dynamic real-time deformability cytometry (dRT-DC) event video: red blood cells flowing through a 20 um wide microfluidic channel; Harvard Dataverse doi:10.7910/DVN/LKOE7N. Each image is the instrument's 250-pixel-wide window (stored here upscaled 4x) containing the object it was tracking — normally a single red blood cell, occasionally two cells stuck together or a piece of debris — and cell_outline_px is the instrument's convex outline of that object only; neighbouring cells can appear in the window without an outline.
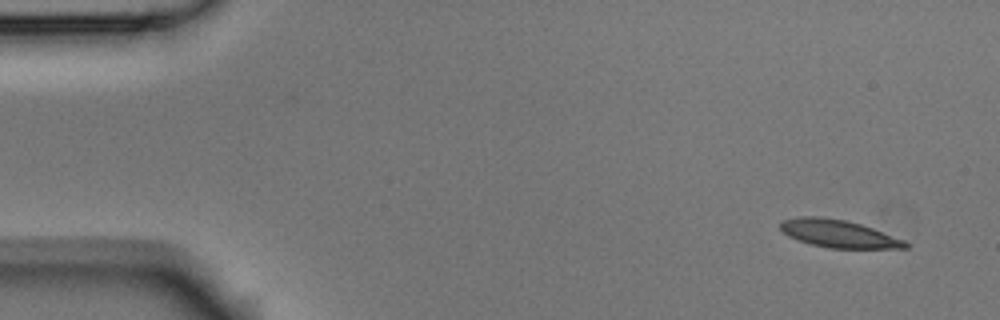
{"species": "Egyptian fruit bat (a non-hibernating species)", "species_latin": "Rousettus aegyptiacus", "temperature_condition": "room temperature", "stored_images_in_passage": 4, "camera_frame_rate_fps": 3000, "um_per_image_px": 0.085, "animal": {"sex": "male"}, "frame": {"image": 1, "passage_image": 1, "time_ms": 0.0, "image_size_px": [1000, 320], "cell_outline_px": [[912, 244], [908, 248], [828, 248], [812, 244], [788, 236], [780, 228], [780, 220], [800, 216], [820, 216], [844, 220], [860, 224], [872, 228], [904, 240]], "centroid_in_image_um": [71.27, 19.86], "position_along_channel_um": 13.7, "area_um2": 20.06}}
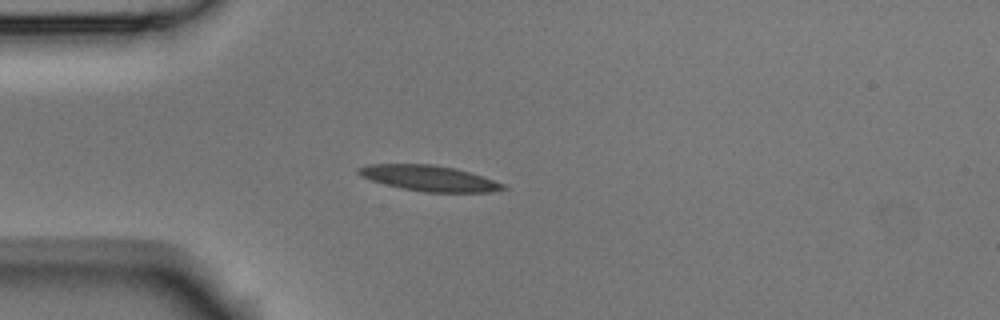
{"frame": {"image": 2, "passage_image": 4, "time_ms": 1.0, "image_size_px": [1000, 320], "cell_outline_px": [[508, 188], [492, 192], [424, 192], [384, 184], [360, 176], [356, 172], [356, 168], [368, 164], [432, 164], [456, 168], [504, 184]], "centroid_in_image_um": [36.43, 15.14], "position_along_channel_um": 48.6, "area_um2": 21.44}}